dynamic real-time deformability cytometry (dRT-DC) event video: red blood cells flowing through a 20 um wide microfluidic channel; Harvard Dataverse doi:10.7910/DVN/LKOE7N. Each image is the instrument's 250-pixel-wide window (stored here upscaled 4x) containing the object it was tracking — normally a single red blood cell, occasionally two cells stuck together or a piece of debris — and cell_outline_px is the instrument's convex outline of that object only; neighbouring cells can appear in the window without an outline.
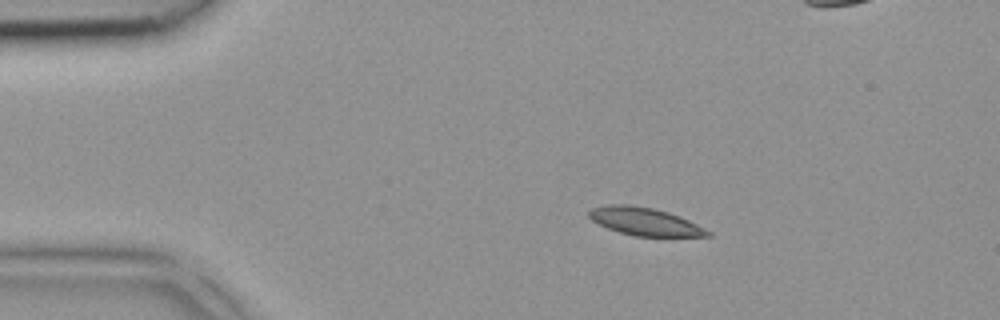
{"species": "common noctule bat (a hibernating species)", "species_latin": "Nyctalus noctula", "temperature_condition": "room temperature", "stored_images_in_passage": 4, "segment_of_instrument_passage": [1, 2], "camera_frame_rate_fps": 3000, "um_per_image_px": 0.085, "animal": {"sex": "female", "body_mass_g": 18.4}, "frame": {"image": 1, "passage_image": 2, "time_ms": 0.333, "image_size_px": [1000, 320], "cell_outline_px": [[712, 236], [636, 236], [620, 232], [608, 228], [592, 220], [588, 216], [588, 212], [592, 208], [608, 204], [628, 204], [652, 208], [668, 212], [680, 216], [712, 232]], "centroid_in_image_um": [54.8, 18.82], "position_along_channel_um": 30.2, "area_um2": 19.07}}